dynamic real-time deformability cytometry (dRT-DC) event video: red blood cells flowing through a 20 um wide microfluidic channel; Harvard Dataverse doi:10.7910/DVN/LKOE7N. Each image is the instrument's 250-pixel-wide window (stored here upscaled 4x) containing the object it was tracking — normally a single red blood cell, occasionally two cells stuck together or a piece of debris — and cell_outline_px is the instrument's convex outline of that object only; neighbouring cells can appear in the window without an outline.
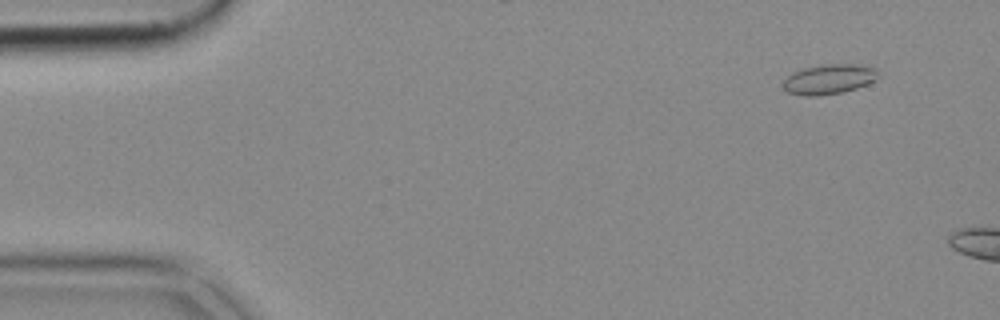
{"species": "common noctule bat (a hibernating species)", "species_latin": "Nyctalus noctula", "temperature_condition": "cold", "stored_images_in_passage": 14, "camera_frame_rate_fps": 3000, "um_per_image_px": 0.085, "animal": {"sex": "female", "body_mass_g": 18.4}, "frame": {"image": 1, "passage_image": 5, "time_ms": 1.333, "image_size_px": [1000, 320], "cell_outline_px": [[876, 80], [868, 84], [844, 92], [820, 96], [804, 96], [788, 92], [780, 84], [792, 72], [804, 68], [820, 64], [856, 64], [876, 68]], "centroid_in_image_um": [70.43, 6.74], "position_along_channel_um": 14.6, "area_um2": 16.7}}